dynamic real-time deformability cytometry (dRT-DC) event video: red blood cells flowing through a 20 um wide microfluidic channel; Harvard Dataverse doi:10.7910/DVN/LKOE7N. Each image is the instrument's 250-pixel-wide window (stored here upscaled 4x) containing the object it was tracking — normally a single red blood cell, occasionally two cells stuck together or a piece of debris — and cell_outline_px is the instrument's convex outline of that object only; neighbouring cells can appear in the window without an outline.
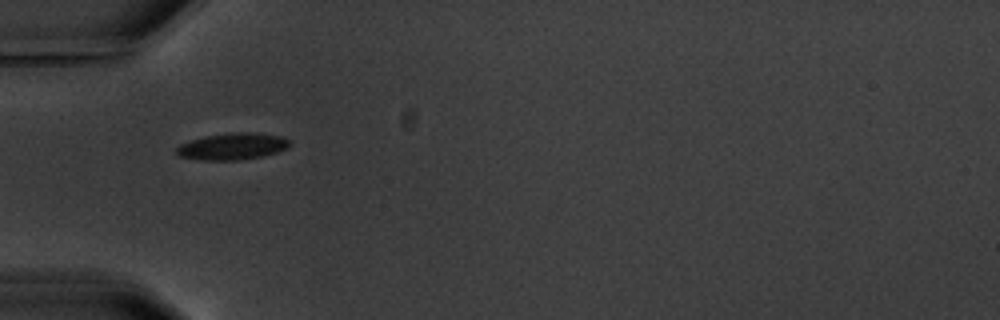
{"species": "common noctule bat (a hibernating species)", "species_latin": "Nyctalus noctula", "temperature_condition": "warm", "stored_images_in_passage": 11, "camera_frame_rate_fps": 3000, "um_per_image_px": 0.085, "animal": {"sex": "male", "body_mass_g": 20.1, "forearm_length_mm": 53.5}, "frame": {"image": 1, "passage_image": 1, "time_ms": 0.0, "image_size_px": [1000, 320], "cell_outline_px": [[292, 144], [288, 148], [264, 156], [240, 160], [200, 160], [180, 156], [176, 152], [176, 148], [180, 144], [204, 136], [232, 132], [256, 132], [280, 136], [292, 140]], "centroid_in_image_um": [19.81, 12.44], "position_along_channel_um": 65.2, "area_um2": 17.8}}
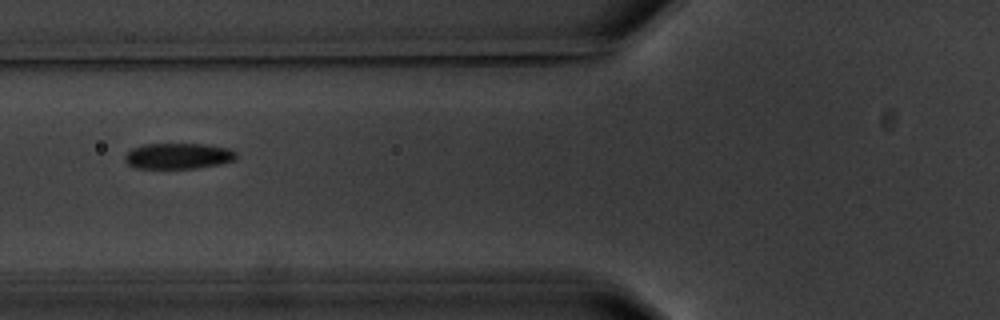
{"frame": {"image": 2, "passage_image": 2, "time_ms": 1.333, "image_size_px": [1000, 320], "cell_outline_px": [[236, 160], [220, 164], [196, 168], [136, 168], [128, 164], [124, 160], [124, 156], [132, 148], [144, 144], [208, 144], [228, 148], [236, 152]], "centroid_in_image_um": [15.16, 13.25], "position_along_channel_um": 110.6, "area_um2": 16.82}, "authors_computed_cell_mechanics": {"area_um2": 17.2822, "velocity_mm_per_s": 3.509, "shape_relaxation_time_tau1_ms": 1.6321, "shape_relaxation_time_tau2_ms": 1.1786, "deformation_change_tau1": 0.1015, "deformation_change_tau2": 0.0416}}